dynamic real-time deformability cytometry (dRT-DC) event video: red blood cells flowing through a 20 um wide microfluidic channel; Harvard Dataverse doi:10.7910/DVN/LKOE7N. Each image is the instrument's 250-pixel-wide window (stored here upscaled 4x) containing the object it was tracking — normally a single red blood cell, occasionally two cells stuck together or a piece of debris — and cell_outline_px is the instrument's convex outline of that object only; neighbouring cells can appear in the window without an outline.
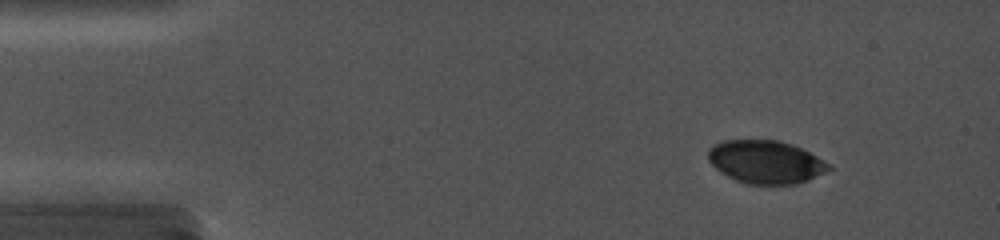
{"species": "common noctule bat (a hibernating species)", "species_latin": "Nyctalus noctula", "temperature_condition": "cold", "stored_images_in_passage": 8, "camera_frame_rate_fps": 5000, "um_per_image_px": 0.085, "animal": {"sex": "female", "body_mass_g": 19.0, "forearm_length_mm": 56.7}, "frame": {"image": 1, "passage_image": 3, "time_ms": 1.0, "image_size_px": [1000, 240], "cell_outline_px": [[832, 168], [808, 180], [796, 184], [744, 184], [728, 176], [716, 168], [708, 160], [708, 148], [712, 144], [724, 140], [780, 140], [792, 144], [832, 164]], "centroid_in_image_um": [65.07, 13.76], "position_along_channel_um": 19.9, "area_um2": 30.29}}